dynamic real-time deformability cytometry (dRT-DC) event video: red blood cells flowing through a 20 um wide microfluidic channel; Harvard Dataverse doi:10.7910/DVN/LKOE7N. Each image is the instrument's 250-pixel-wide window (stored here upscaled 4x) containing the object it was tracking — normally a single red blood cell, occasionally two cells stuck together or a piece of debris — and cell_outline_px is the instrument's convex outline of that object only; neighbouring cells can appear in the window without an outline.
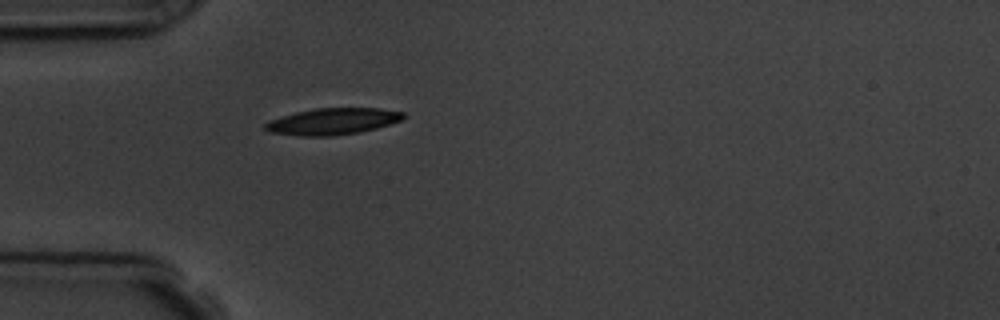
{"species": "common noctule bat (a hibernating species)", "species_latin": "Nyctalus noctula", "temperature_condition": "room temperature", "stored_images_in_passage": 3, "camera_frame_rate_fps": 3000, "um_per_image_px": 0.085, "animal": {"sex": "male", "body_mass_g": 19.5, "forearm_length_mm": 54.6}, "frame": {"image": 1, "passage_image": 3, "time_ms": 2.333, "image_size_px": [1000, 320], "cell_outline_px": [[408, 116], [400, 120], [376, 128], [360, 132], [332, 136], [300, 136], [268, 132], [264, 128], [264, 124], [268, 120], [296, 112], [316, 108], [380, 108], [404, 112]], "centroid_in_image_um": [28.26, 10.32], "position_along_channel_um": 56.7, "area_um2": 21.44}}